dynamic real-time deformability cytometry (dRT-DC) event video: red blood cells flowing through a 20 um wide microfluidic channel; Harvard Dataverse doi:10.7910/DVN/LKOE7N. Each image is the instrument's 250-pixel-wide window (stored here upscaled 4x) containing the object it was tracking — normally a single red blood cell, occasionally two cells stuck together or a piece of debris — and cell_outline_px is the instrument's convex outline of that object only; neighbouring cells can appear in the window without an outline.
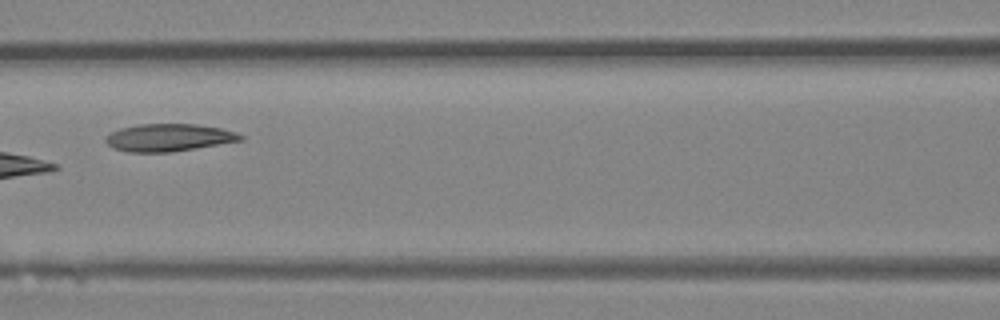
{"species": "Egyptian fruit bat (a non-hibernating species)", "species_latin": "Rousettus aegyptiacus", "temperature_condition": "room temperature", "stored_images_in_passage": 7, "camera_frame_rate_fps": 3000, "um_per_image_px": 0.085, "animal": {"sex": "female"}, "frame": {"image": 1, "passage_image": 6, "time_ms": 1.667, "image_size_px": [1000, 320], "cell_outline_px": [[244, 140], [172, 152], [128, 152], [112, 148], [104, 140], [112, 132], [120, 128], [136, 124], [196, 124], [220, 128], [236, 132], [244, 136]], "centroid_in_image_um": [14.35, 11.69], "position_along_channel_um": 152.2, "area_um2": 21.62}}
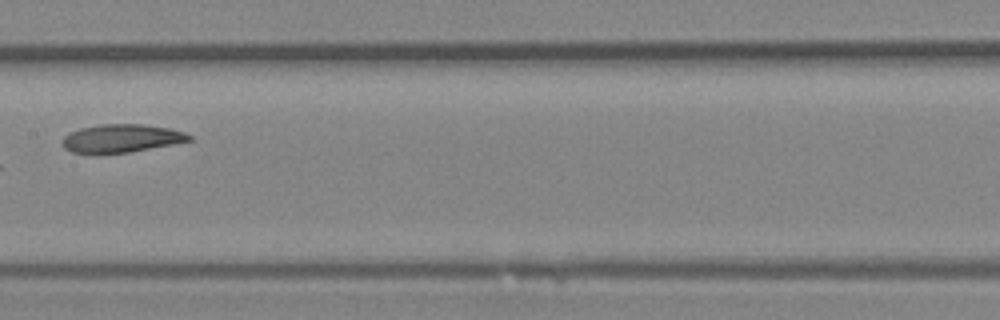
{"frame": {"image": 2, "passage_image": 7, "time_ms": 2.0, "image_size_px": [1000, 320], "cell_outline_px": [[192, 140], [172, 144], [128, 152], [96, 156], [92, 156], [72, 152], [64, 148], [64, 136], [80, 128], [100, 124], [144, 124], [168, 128], [184, 132], [192, 136]], "centroid_in_image_um": [10.27, 11.79], "position_along_channel_um": 197.1, "area_um2": 21.1}}